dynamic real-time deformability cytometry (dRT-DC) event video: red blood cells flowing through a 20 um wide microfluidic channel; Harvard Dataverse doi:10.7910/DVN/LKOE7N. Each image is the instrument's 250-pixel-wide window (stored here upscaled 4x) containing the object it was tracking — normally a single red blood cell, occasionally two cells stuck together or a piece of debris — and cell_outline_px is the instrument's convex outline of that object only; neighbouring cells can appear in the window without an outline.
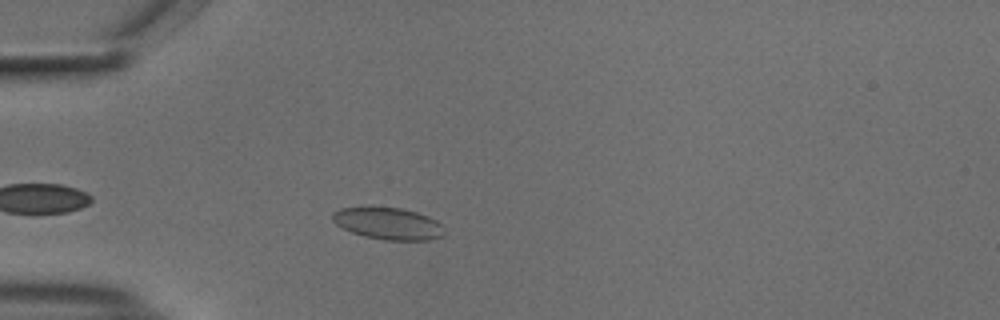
{"species": "common noctule bat (a hibernating species)", "species_latin": "Nyctalus noctula", "temperature_condition": "cold", "stored_images_in_passage": 33, "camera_frame_rate_fps": 3000, "um_per_image_px": 0.085, "animal": {"sex": "male", "body_mass_g": 18.8}, "frame": {"image": 1, "passage_image": 6, "time_ms": 1.667, "image_size_px": [1000, 320], "cell_outline_px": [[444, 236], [428, 240], [384, 240], [364, 236], [352, 232], [336, 224], [332, 220], [332, 212], [340, 208], [400, 208], [416, 212], [428, 216], [436, 220], [440, 224]], "centroid_in_image_um": [32.99, 19.01], "position_along_channel_um": 52.0, "area_um2": 20.46}}
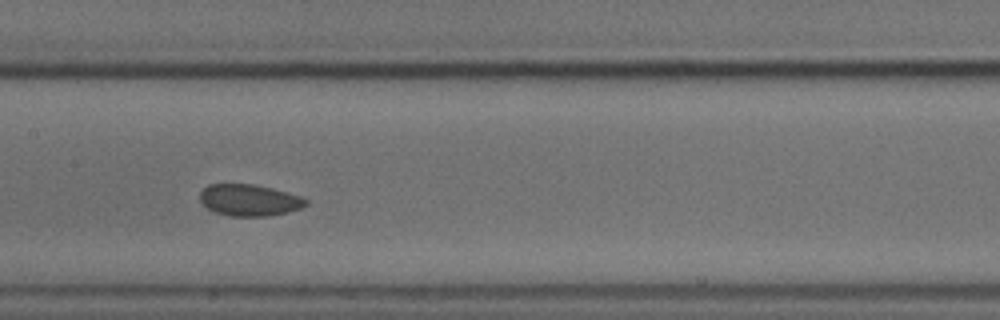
{"frame": {"image": 2, "passage_image": 18, "time_ms": 5.667, "image_size_px": [1000, 320], "cell_outline_px": [[308, 204], [300, 208], [288, 212], [268, 216], [232, 216], [216, 212], [208, 208], [200, 200], [200, 192], [208, 184], [256, 184], [272, 188], [300, 196], [308, 200]], "centroid_in_image_um": [21.2, 17.0], "position_along_channel_um": 186.2, "area_um2": 19.42}}
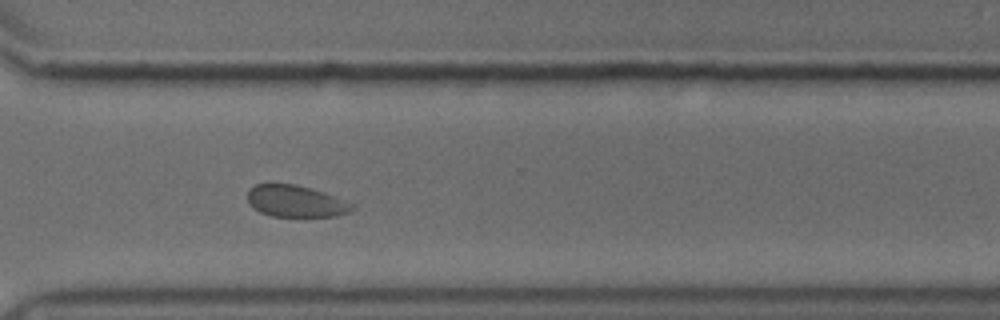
{"frame": {"image": 3, "passage_image": 31, "time_ms": 10.0, "image_size_px": [1000, 320], "cell_outline_px": [[356, 208], [348, 212], [336, 216], [272, 216], [260, 212], [248, 200], [248, 188], [256, 184], [268, 180], [296, 184], [312, 188], [324, 192], [356, 204]], "centroid_in_image_um": [25.13, 17.05], "position_along_channel_um": 345.5, "area_um2": 19.88}, "authors_computed_cell_mechanics": {"area_um2": 19.8832, "velocity_mm_per_s": 3.6808, "shape_relaxation_time_tau1_ms": 1.7838, "shape_relaxation_time_tau2_ms": null, "deformation_change_tau1": 0.042, "deformation_change_tau2": null}}